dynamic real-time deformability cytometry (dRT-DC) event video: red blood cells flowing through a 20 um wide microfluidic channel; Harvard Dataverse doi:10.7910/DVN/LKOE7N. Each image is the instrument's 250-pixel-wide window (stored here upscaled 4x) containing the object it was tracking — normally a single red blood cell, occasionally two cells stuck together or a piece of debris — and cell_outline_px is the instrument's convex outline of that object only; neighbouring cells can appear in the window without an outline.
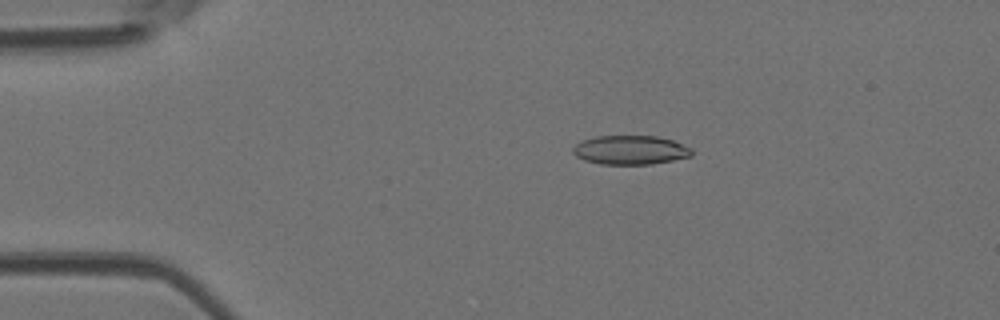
{"species": "Egyptian fruit bat (a non-hibernating species)", "species_latin": "Rousettus aegyptiacus", "temperature_condition": "room temperature", "stored_images_in_passage": 4, "camera_frame_rate_fps": 3000, "um_per_image_px": 0.085, "animal": {"sex": "female"}, "frame": {"image": 1, "passage_image": 3, "time_ms": 0.667, "image_size_px": [1000, 320], "cell_outline_px": [[692, 156], [652, 164], [600, 164], [584, 160], [576, 156], [572, 152], [572, 148], [580, 140], [596, 136], [656, 136], [672, 140], [692, 148]], "centroid_in_image_um": [53.55, 12.75], "position_along_channel_um": 31.4, "area_um2": 20.17}}